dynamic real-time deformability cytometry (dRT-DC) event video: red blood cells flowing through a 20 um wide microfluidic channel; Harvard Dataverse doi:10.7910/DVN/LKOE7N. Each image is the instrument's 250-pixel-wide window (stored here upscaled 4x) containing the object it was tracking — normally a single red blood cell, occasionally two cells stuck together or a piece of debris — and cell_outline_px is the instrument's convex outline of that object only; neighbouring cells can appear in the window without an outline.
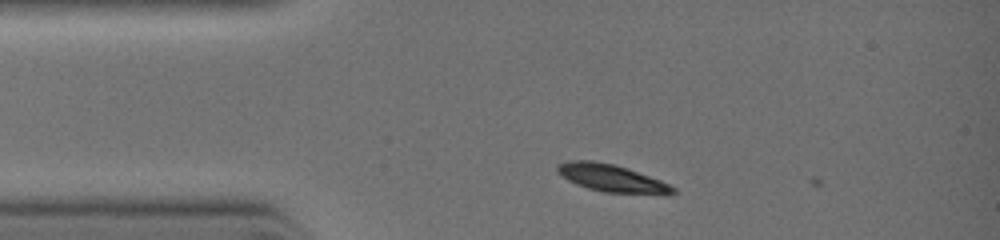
{"species": "common noctule bat (a hibernating species)", "species_latin": "Nyctalus noctula", "temperature_condition": "warm", "stored_images_in_passage": 5, "camera_frame_rate_fps": 3000, "um_per_image_px": 0.085, "animal": {"sex": "female", "body_mass_g": 19.0, "forearm_length_mm": 51.5}, "frame": {"image": 1, "passage_image": 2, "time_ms": 0.333, "image_size_px": [1000, 240], "cell_outline_px": [[676, 192], [668, 196], [664, 196], [604, 192], [588, 188], [576, 184], [568, 180], [556, 172], [556, 164], [568, 160], [592, 160], [612, 164], [628, 168], [660, 180], [676, 188]], "centroid_in_image_um": [52.03, 15.17], "position_along_channel_um": 33.0, "area_um2": 18.96}}